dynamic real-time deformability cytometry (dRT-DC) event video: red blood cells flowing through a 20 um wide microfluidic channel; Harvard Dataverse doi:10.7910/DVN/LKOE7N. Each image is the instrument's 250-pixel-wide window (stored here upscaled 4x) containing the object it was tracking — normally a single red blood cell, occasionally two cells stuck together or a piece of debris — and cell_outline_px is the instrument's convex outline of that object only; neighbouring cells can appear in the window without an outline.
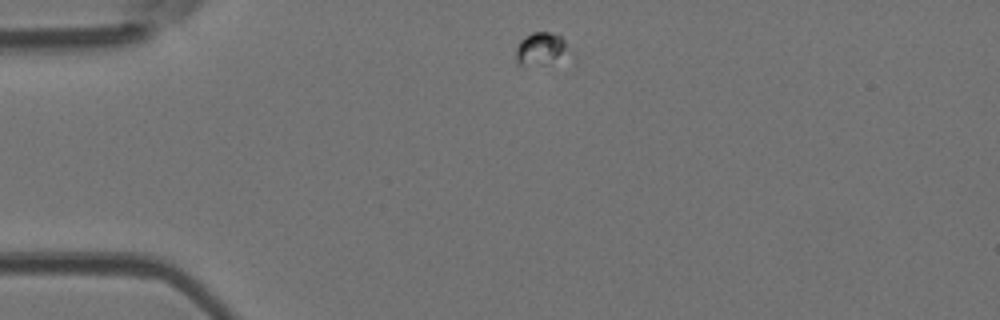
{"species": "Egyptian fruit bat (a non-hibernating species)", "species_latin": "Rousettus aegyptiacus", "temperature_condition": "room temperature", "stored_images_in_passage": 40, "segment_of_instrument_passage": [1, 2], "camera_frame_rate_fps": 3000, "um_per_image_px": 0.085, "animal": {"sex": "female"}, "frame": {"image": 1, "passage_image": 1, "time_ms": 0.0, "image_size_px": [1000, 320], "cell_outline_px": [[568, 56], [548, 64], [516, 64], [516, 48], [520, 40], [524, 36], [532, 32], [548, 32], [560, 36], [564, 40]], "centroid_in_image_um": [45.95, 4.15], "position_along_channel_um": 39.1, "area_um2": 10.0}}